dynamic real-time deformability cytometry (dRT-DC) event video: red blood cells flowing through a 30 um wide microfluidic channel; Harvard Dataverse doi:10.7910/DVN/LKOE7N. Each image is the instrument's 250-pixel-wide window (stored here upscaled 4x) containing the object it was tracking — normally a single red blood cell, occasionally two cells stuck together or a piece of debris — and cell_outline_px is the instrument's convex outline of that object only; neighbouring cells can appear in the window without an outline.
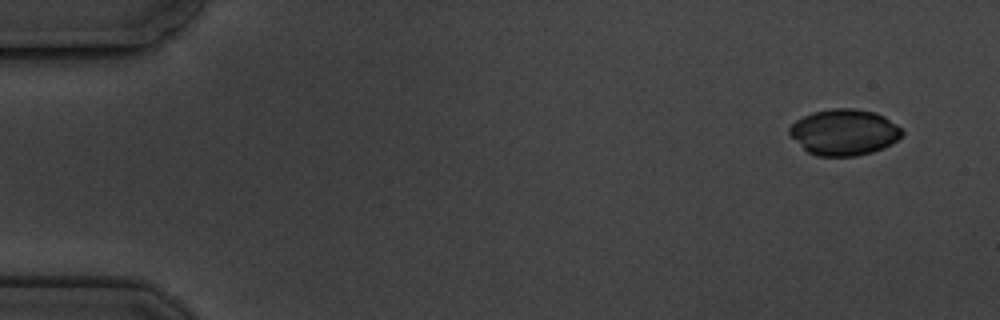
{"species": "common noctule bat (a hibernating species)", "species_latin": "Nyctalus noctula", "temperature_condition": "cold", "stored_images_in_passage": 4, "camera_frame_rate_fps": 3000, "um_per_image_px": 0.085, "animal": {"sex": "male", "body_mass_g": 19.5, "forearm_length_mm": 54.6}, "frame": {"image": 1, "passage_image": 1, "time_ms": 0.0, "image_size_px": [1000, 320], "cell_outline_px": [[904, 132], [892, 144], [884, 148], [872, 152], [856, 156], [816, 156], [808, 152], [788, 132], [788, 128], [796, 120], [812, 112], [832, 108], [856, 108], [876, 112], [884, 116], [896, 124]], "centroid_in_image_um": [71.76, 11.23], "position_along_channel_um": 13.2, "area_um2": 30.23}}